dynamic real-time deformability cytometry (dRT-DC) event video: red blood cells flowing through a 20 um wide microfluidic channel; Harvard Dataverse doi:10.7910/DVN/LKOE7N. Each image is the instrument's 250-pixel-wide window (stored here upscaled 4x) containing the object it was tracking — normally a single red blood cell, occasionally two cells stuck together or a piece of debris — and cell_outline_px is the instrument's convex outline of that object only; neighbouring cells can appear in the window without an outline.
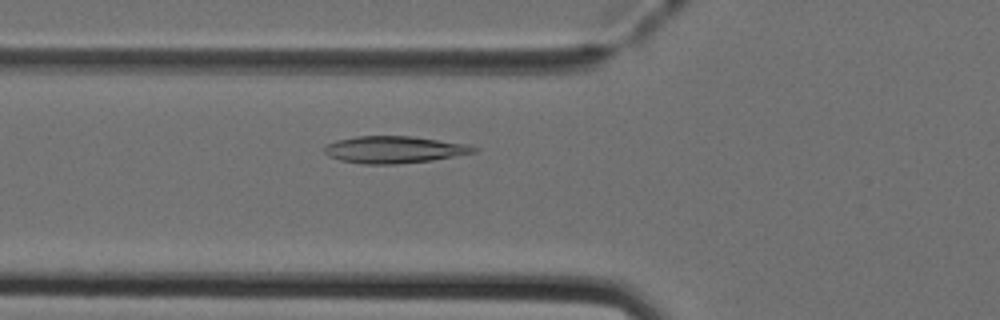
{"species": "Egyptian fruit bat (a non-hibernating species)", "species_latin": "Rousettus aegyptiacus", "temperature_condition": "cold", "stored_images_in_passage": 49, "camera_frame_rate_fps": 3000, "um_per_image_px": 0.085, "animal": {"sex": "female"}, "frame": {"image": 1, "passage_image": 17, "time_ms": 5.333, "image_size_px": [1000, 320], "cell_outline_px": [[476, 152], [428, 160], [392, 164], [368, 164], [344, 160], [332, 156], [324, 152], [324, 148], [328, 144], [340, 140], [360, 136], [408, 136], [436, 140], [476, 148]], "centroid_in_image_um": [33.43, 12.71], "position_along_channel_um": 92.4, "area_um2": 22.2}}
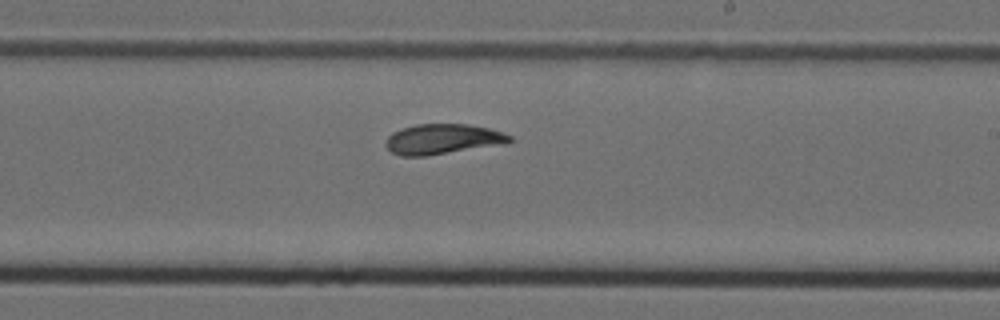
{"frame": {"image": 2, "passage_image": 29, "time_ms": 9.333, "image_size_px": [1000, 320], "cell_outline_px": [[512, 140], [424, 156], [404, 156], [392, 152], [388, 148], [388, 136], [404, 128], [416, 124], [464, 124], [488, 128], [512, 136]], "centroid_in_image_um": [37.54, 11.8], "position_along_channel_um": 251.5, "area_um2": 20.4}}
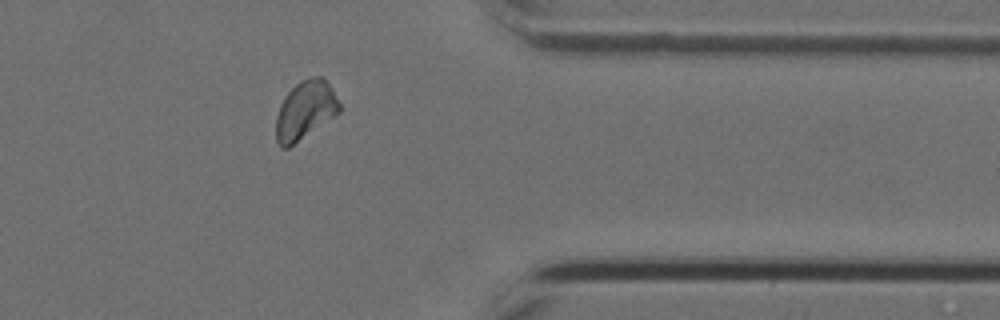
{"frame": {"image": 3, "passage_image": 40, "time_ms": 13.0, "image_size_px": [1000, 320], "cell_outline_px": [[340, 112], [288, 148], [280, 148], [276, 140], [276, 116], [280, 104], [288, 92], [300, 80], [312, 76], [320, 76], [328, 84], [340, 104]], "centroid_in_image_um": [25.91, 9.38], "position_along_channel_um": 385.5, "area_um2": 21.33}, "authors_computed_cell_mechanics": {"area_um2": 21.386, "velocity_mm_per_s": 3.9807, "shape_relaxation_time_tau1_ms": 7.3893, "shape_relaxation_time_tau2_ms": 1.9098, "deformation_change_tau1": 0.168, "deformation_change_tau2": 0.0563}}